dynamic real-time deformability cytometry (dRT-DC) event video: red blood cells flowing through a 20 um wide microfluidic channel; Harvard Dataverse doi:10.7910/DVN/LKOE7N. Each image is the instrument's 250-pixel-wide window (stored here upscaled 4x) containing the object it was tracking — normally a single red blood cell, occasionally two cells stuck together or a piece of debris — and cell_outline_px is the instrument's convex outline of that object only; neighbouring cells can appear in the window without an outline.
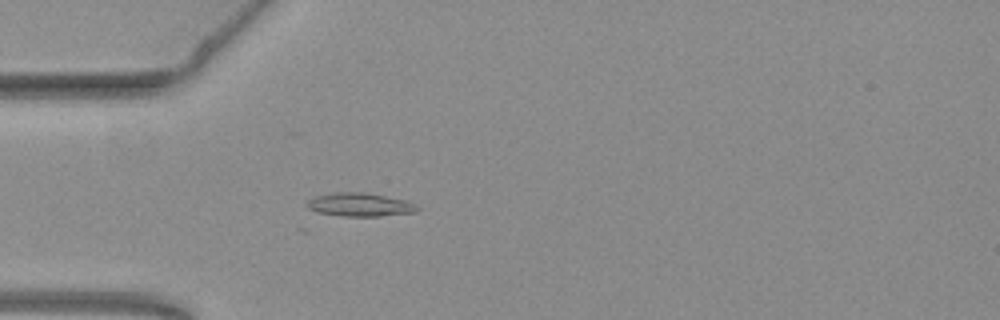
{"species": "common noctule bat (a hibernating species)", "species_latin": "Nyctalus noctula", "temperature_condition": "warm", "stored_images_in_passage": 42, "camera_frame_rate_fps": 3000, "um_per_image_px": 0.085, "animal": {"sex": "female", "body_mass_g": 19.3, "forearm_length_mm": 54.1}, "frame": {"image": 1, "passage_image": 4, "time_ms": 1.0, "image_size_px": [1000, 320], "cell_outline_px": [[420, 208], [416, 212], [380, 216], [344, 216], [316, 212], [308, 208], [304, 204], [308, 200], [316, 196], [336, 192], [364, 192], [408, 200], [416, 204]], "centroid_in_image_um": [30.6, 17.39], "position_along_channel_um": 54.4, "area_um2": 15.2}}
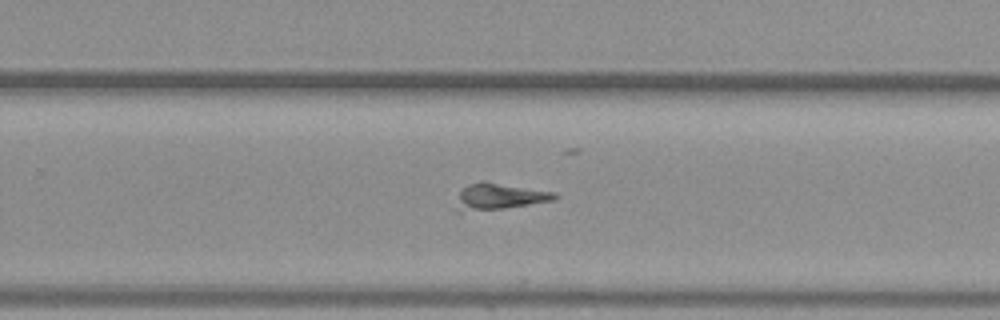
{"frame": {"image": 2, "passage_image": 23, "time_ms": 7.333, "image_size_px": [1000, 320], "cell_outline_px": [[560, 196], [556, 200], [504, 208], [460, 212], [452, 212], [460, 192], [468, 184], [480, 180], [484, 180], [556, 192]], "centroid_in_image_um": [42.42, 16.7], "position_along_channel_um": 287.4, "area_um2": 15.49}}
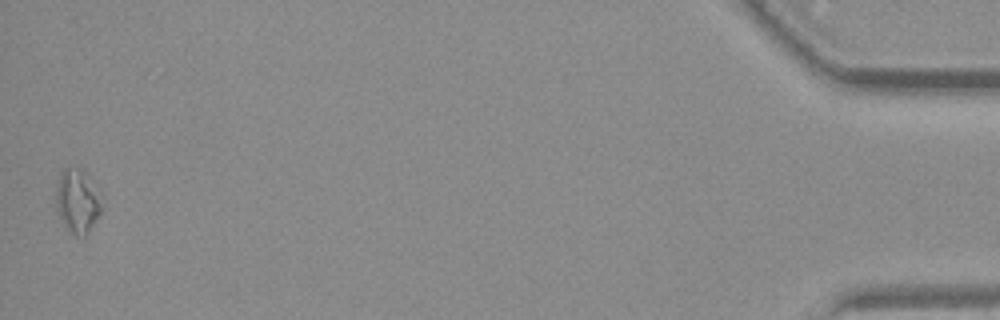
{"frame": {"image": 3, "passage_image": 42, "time_ms": 13.667, "image_size_px": [1000, 320], "cell_outline_px": [[100, 212], [88, 232], [84, 236], [76, 236], [68, 228], [60, 216], [56, 208], [56, 184], [60, 172], [64, 168], [80, 168], [88, 176], [100, 208]], "centroid_in_image_um": [6.5, 17.08], "position_along_channel_um": 428.7, "area_um2": 15.95}}